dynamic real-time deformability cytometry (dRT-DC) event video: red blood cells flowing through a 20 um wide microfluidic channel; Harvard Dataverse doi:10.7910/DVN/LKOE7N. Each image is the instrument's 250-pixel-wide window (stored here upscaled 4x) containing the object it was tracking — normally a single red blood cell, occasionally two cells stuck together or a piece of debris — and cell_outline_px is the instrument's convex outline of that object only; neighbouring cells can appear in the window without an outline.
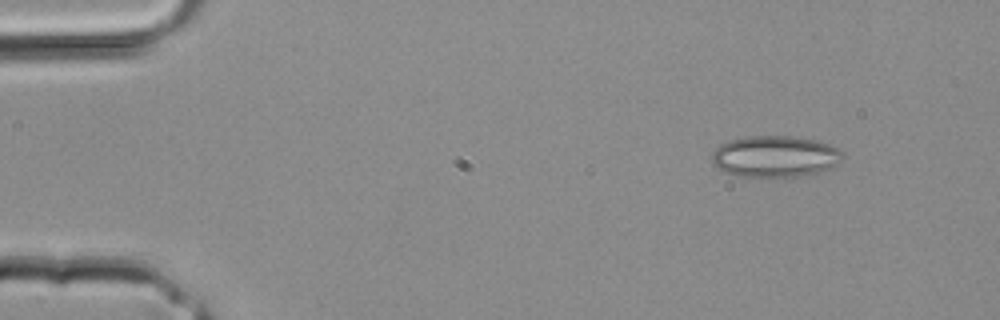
{"species": "common noctule bat (a hibernating species)", "species_latin": "Nyctalus noctula", "temperature_condition": "room temperature", "stored_images_in_passage": 3, "camera_frame_rate_fps": 3000, "um_per_image_px": 0.085, "animal": {"sex": "male", "body_mass_g": 20.4}, "frame": {"image": 1, "passage_image": 1, "time_ms": 0.0, "image_size_px": [1000, 320], "cell_outline_px": [[844, 156], [832, 168], [820, 172], [796, 176], [736, 176], [724, 172], [716, 168], [712, 164], [712, 152], [720, 144], [728, 140], [744, 136], [792, 136], [816, 140], [840, 148], [844, 152]], "centroid_in_image_um": [65.86, 13.28], "position_along_channel_um": 19.1, "area_um2": 31.85}}